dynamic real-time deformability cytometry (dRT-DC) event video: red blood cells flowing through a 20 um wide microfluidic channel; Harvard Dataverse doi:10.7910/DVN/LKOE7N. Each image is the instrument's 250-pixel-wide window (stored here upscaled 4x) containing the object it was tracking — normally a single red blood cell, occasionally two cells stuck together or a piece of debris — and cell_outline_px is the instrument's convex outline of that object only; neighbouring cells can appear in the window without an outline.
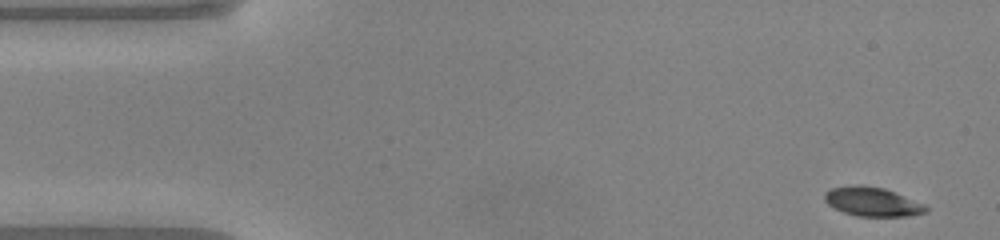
{"species": "common noctule bat (a hibernating species)", "species_latin": "Nyctalus noctula", "temperature_condition": "warm", "stored_images_in_passage": 48, "camera_frame_rate_fps": 3000, "um_per_image_px": 0.085, "animal": {"sex": "male", "body_mass_g": 20.0, "forearm_length_mm": 53.3}, "frame": {"image": 1, "passage_image": 1, "time_ms": 0.0, "image_size_px": [1000, 240], "cell_outline_px": [[928, 212], [908, 216], [856, 216], [844, 212], [828, 204], [824, 200], [824, 192], [832, 188], [884, 188], [924, 204], [928, 208]], "centroid_in_image_um": [74.2, 17.2], "position_along_channel_um": 10.8, "area_um2": 16.3}}
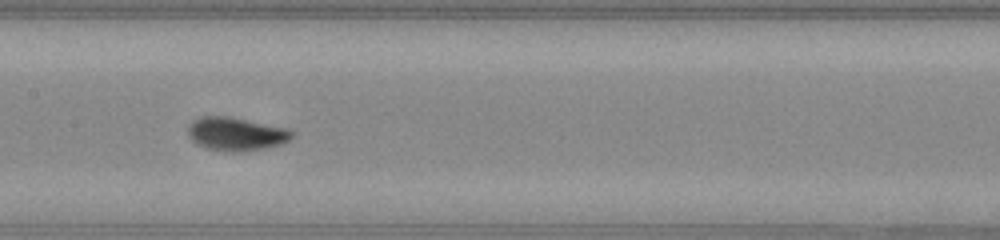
{"frame": {"image": 2, "passage_image": 22, "time_ms": 7.0, "image_size_px": [1000, 240], "cell_outline_px": [[292, 136], [288, 140], [280, 144], [264, 148], [240, 152], [232, 152], [208, 148], [196, 144], [188, 136], [188, 124], [192, 120], [200, 116], [228, 116], [284, 128], [292, 132]], "centroid_in_image_um": [19.98, 11.38], "position_along_channel_um": 187.4, "area_um2": 19.94}}
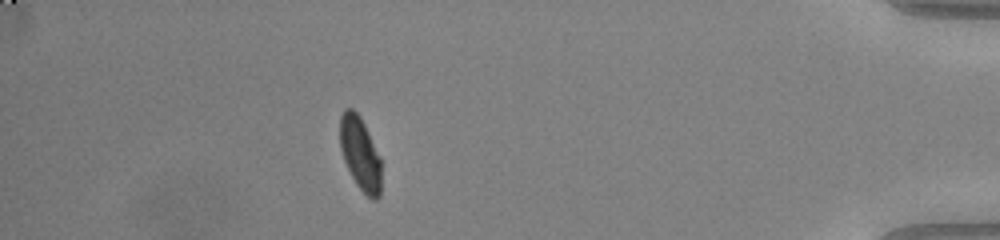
{"frame": {"image": 3, "passage_image": 42, "time_ms": 13.667, "image_size_px": [1000, 240], "cell_outline_px": [[380, 196], [376, 200], [372, 200], [356, 184], [344, 160], [340, 148], [340, 116], [344, 108], [352, 108], [360, 116], [380, 156]], "centroid_in_image_um": [30.6, 13.03], "position_along_channel_um": 404.6, "area_um2": 17.46}, "authors_computed_cell_mechanics": {"area_um2": 18.1492, "velocity_mm_per_s": 4.0922, "shape_relaxation_time_tau1_ms": 1.8333, "shape_relaxation_time_tau2_ms": 0.7967, "deformation_change_tau1": 0.1417, "deformation_change_tau2": 0.0467}}